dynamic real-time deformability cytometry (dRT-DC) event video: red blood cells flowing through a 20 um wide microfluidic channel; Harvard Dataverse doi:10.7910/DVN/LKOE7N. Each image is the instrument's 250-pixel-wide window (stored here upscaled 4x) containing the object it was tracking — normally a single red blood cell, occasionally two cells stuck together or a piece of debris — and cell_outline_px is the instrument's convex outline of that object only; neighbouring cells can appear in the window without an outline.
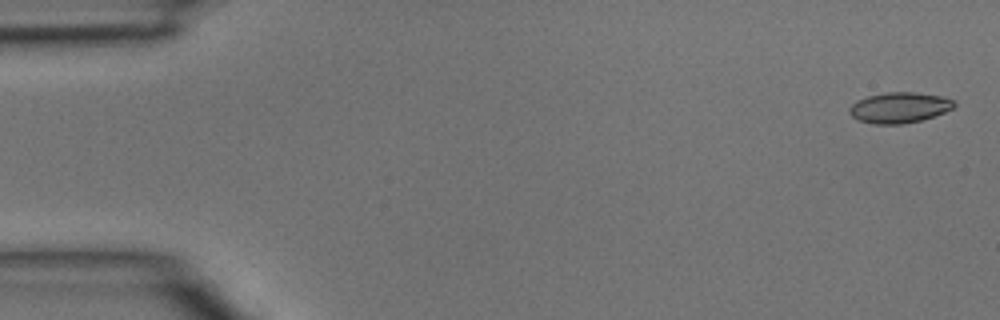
{"species": "common noctule bat (a hibernating species)", "species_latin": "Nyctalus noctula", "temperature_condition": "room temperature", "stored_images_in_passage": 4, "camera_frame_rate_fps": 3000, "um_per_image_px": 0.085, "animal": {"sex": "male", "body_mass_g": 15.6}, "frame": {"image": 1, "passage_image": 1, "time_ms": 0.0, "image_size_px": [1000, 320], "cell_outline_px": [[956, 104], [952, 108], [944, 112], [920, 120], [904, 124], [872, 124], [860, 120], [852, 116], [848, 112], [848, 108], [856, 100], [868, 96], [888, 92], [912, 92], [940, 96], [952, 100]], "centroid_in_image_um": [76.39, 9.15], "position_along_channel_um": 8.6, "area_um2": 18.5}}
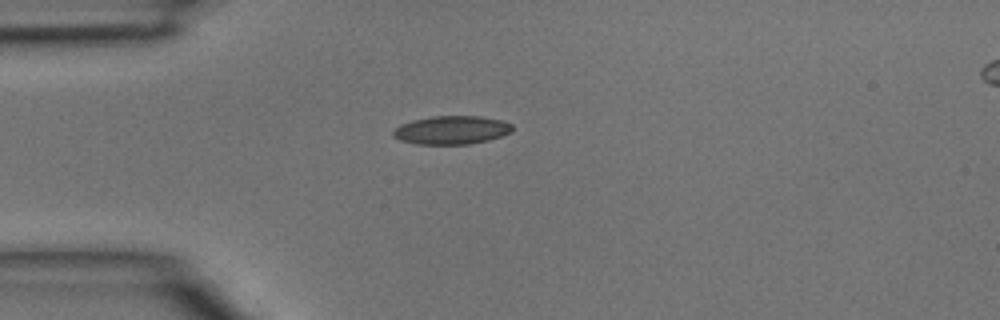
{"frame": {"image": 2, "passage_image": 4, "time_ms": 1.0, "image_size_px": [1000, 320], "cell_outline_px": [[512, 132], [488, 140], [468, 144], [416, 144], [400, 140], [392, 136], [392, 132], [400, 124], [412, 120], [432, 116], [480, 116], [504, 120], [512, 124]], "centroid_in_image_um": [38.38, 11.05], "position_along_channel_um": 46.6, "area_um2": 19.83}}